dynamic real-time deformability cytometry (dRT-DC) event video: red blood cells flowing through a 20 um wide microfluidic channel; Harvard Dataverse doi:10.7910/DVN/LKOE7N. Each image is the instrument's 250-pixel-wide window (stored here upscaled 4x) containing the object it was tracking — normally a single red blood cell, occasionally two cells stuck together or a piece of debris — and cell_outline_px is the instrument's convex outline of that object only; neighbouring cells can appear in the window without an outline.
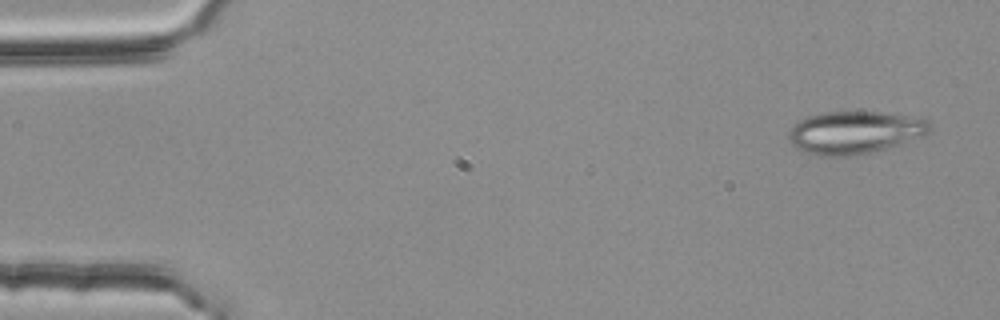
{"species": "common noctule bat (a hibernating species)", "species_latin": "Nyctalus noctula", "temperature_condition": "room temperature", "stored_images_in_passage": 2, "camera_frame_rate_fps": 3000, "um_per_image_px": 0.085, "animal": {"sex": "female", "body_mass_g": 25.1}, "frame": {"image": 1, "passage_image": 2, "time_ms": 0.333, "image_size_px": [1000, 320], "cell_outline_px": [[932, 128], [928, 136], [856, 156], [820, 156], [804, 152], [796, 148], [788, 140], [788, 128], [800, 120], [808, 116], [824, 112], [880, 112], [924, 116], [932, 124]], "centroid_in_image_um": [72.72, 11.25], "position_along_channel_um": 12.3, "area_um2": 35.89}}